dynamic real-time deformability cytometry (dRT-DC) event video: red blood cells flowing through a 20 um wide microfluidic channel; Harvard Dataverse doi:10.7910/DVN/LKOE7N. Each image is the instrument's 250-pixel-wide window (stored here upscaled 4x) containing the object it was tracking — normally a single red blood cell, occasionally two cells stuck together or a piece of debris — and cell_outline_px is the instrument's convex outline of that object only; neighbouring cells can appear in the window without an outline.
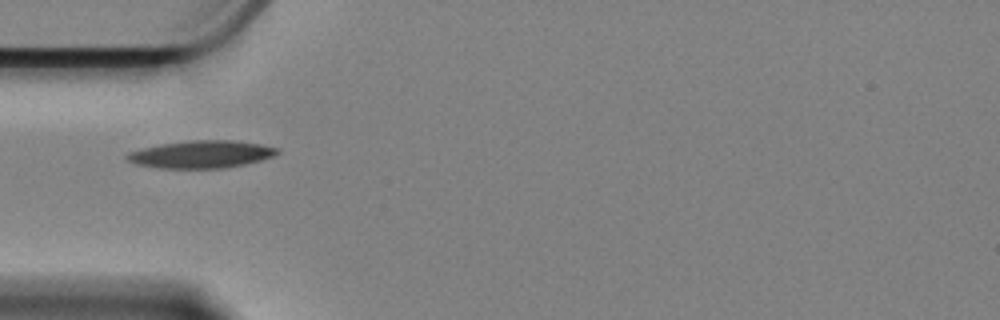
{"species": "Egyptian fruit bat (a non-hibernating species)", "species_latin": "Rousettus aegyptiacus", "temperature_condition": "cold", "stored_images_in_passage": 42, "camera_frame_rate_fps": 3000, "um_per_image_px": 0.085, "animal": {"sex": "female"}, "frame": {"image": 1, "passage_image": 1, "time_ms": 0.0, "image_size_px": [1000, 320], "cell_outline_px": [[280, 152], [276, 156], [244, 164], [224, 168], [160, 168], [136, 164], [128, 160], [124, 156], [128, 152], [160, 144], [188, 140], [236, 140], [260, 144], [280, 148]], "centroid_in_image_um": [17.14, 13.11], "position_along_channel_um": 67.9, "area_um2": 24.16}}
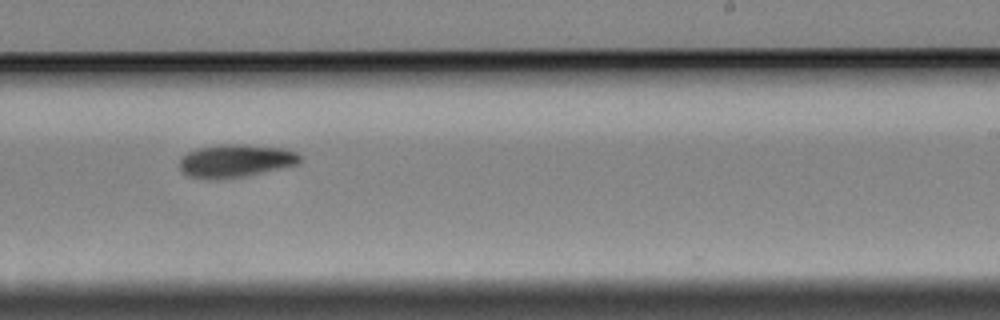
{"frame": {"image": 2, "passage_image": 19, "time_ms": 6.0, "image_size_px": [1000, 320], "cell_outline_px": [[300, 160], [296, 164], [280, 168], [244, 176], [216, 180], [208, 180], [188, 176], [180, 168], [180, 156], [196, 148], [220, 144], [244, 144], [284, 148], [296, 152], [300, 156]], "centroid_in_image_um": [19.97, 13.66], "position_along_channel_um": 269.0, "area_um2": 23.18}}
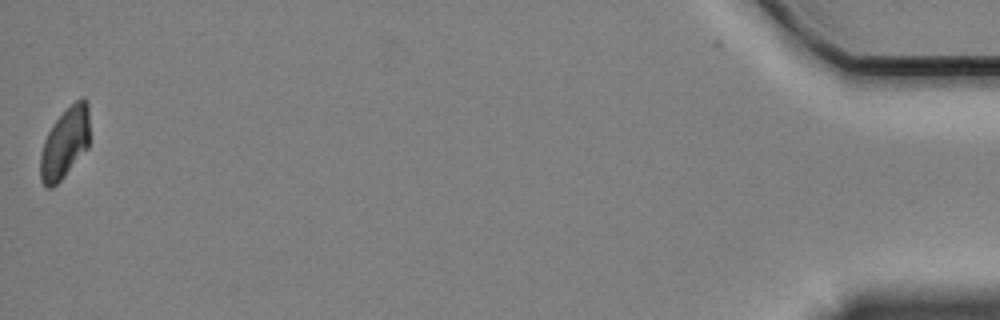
{"frame": {"image": 3, "passage_image": 42, "time_ms": 13.667, "image_size_px": [1000, 320], "cell_outline_px": [[88, 148], [64, 176], [52, 188], [48, 188], [40, 180], [40, 152], [44, 140], [52, 124], [80, 96], [84, 96], [88, 100]], "centroid_in_image_um": [5.5, 12.15], "position_along_channel_um": 429.7, "area_um2": 20.23}, "authors_computed_cell_mechanics": {"area_um2": 22.1952, "velocity_mm_per_s": 3.3375, "shape_relaxation_time_tau1_ms": 4.2053, "shape_relaxation_time_tau2_ms": null, "deformation_change_tau1": 0.1484, "deformation_change_tau2": null}}